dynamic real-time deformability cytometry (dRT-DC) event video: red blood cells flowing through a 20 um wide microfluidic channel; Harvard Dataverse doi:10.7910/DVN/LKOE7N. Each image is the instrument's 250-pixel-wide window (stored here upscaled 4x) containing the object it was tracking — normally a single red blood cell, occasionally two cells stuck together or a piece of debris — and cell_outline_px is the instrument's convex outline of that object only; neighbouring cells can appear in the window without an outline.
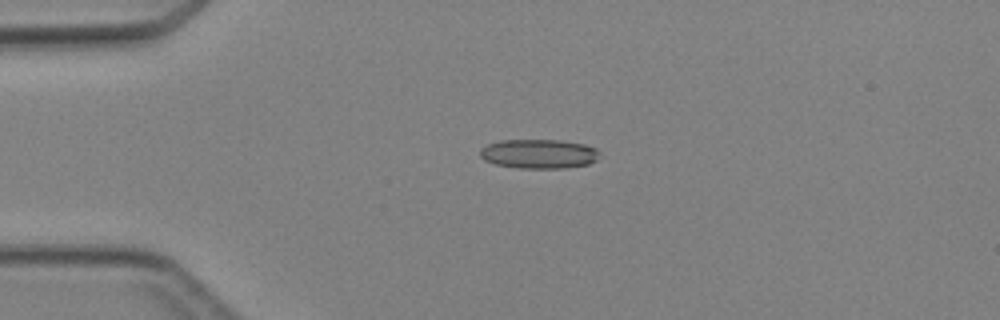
{"species": "Egyptian fruit bat (a non-hibernating species)", "species_latin": "Rousettus aegyptiacus", "temperature_condition": "cold", "stored_images_in_passage": 4, "camera_frame_rate_fps": 3000, "um_per_image_px": 0.085, "animal": {"sex": "female"}, "frame": {"image": 1, "passage_image": 3, "time_ms": 2.0, "image_size_px": [1000, 320], "cell_outline_px": [[600, 152], [596, 160], [588, 164], [564, 168], [516, 168], [496, 164], [484, 160], [480, 156], [480, 148], [488, 144], [500, 140], [560, 140], [584, 144], [596, 148]], "centroid_in_image_um": [45.79, 13.07], "position_along_channel_um": 39.2, "area_um2": 20.46}}